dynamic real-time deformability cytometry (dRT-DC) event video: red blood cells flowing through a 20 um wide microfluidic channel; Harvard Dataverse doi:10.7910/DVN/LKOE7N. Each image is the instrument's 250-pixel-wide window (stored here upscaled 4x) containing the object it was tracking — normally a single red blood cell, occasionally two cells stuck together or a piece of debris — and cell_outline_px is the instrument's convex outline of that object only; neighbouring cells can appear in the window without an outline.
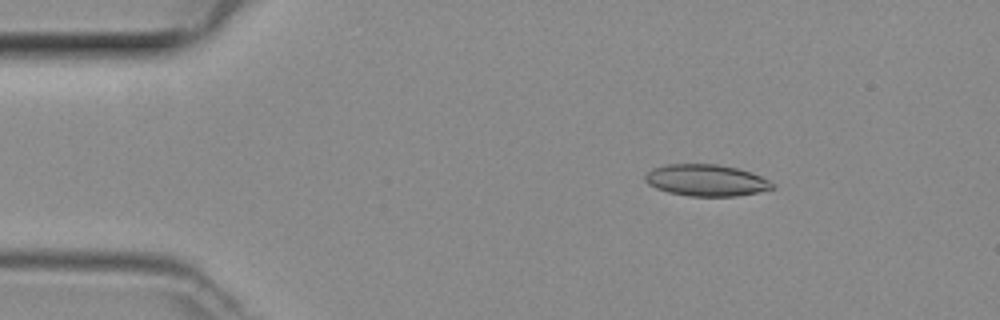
{"species": "common noctule bat (a hibernating species)", "species_latin": "Nyctalus noctula", "temperature_condition": "room temperature", "stored_images_in_passage": 47, "camera_frame_rate_fps": 3000, "um_per_image_px": 0.085, "animal": {"sex": "female", "body_mass_g": 29.2, "forearm_length_mm": 56.3}, "frame": {"image": 1, "passage_image": 6, "time_ms": 1.667, "image_size_px": [1000, 320], "cell_outline_px": [[776, 188], [736, 196], [688, 196], [668, 192], [656, 188], [648, 184], [644, 180], [644, 176], [652, 168], [664, 164], [716, 164], [736, 168], [752, 172], [776, 184]], "centroid_in_image_um": [60.02, 15.32], "position_along_channel_um": 25.0, "area_um2": 23.52}}
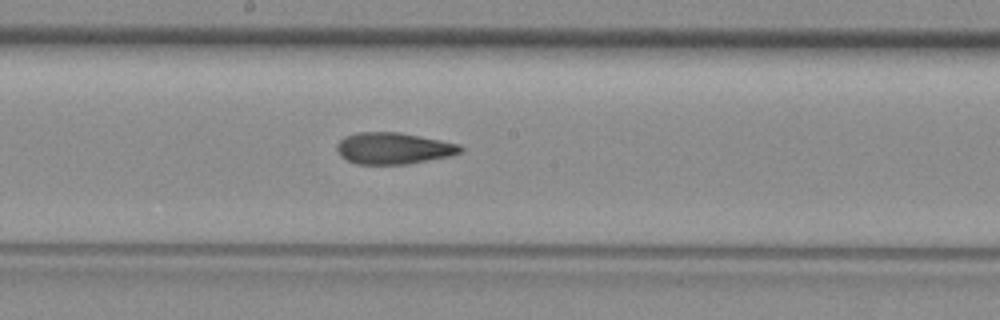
{"frame": {"image": 2, "passage_image": 24, "time_ms": 7.667, "image_size_px": [1000, 320], "cell_outline_px": [[464, 152], [452, 156], [408, 164], [356, 164], [340, 156], [336, 148], [336, 144], [344, 136], [356, 132], [400, 132], [460, 144], [464, 148]], "centroid_in_image_um": [33.47, 12.61], "position_along_channel_um": 214.7, "area_um2": 23.0}}
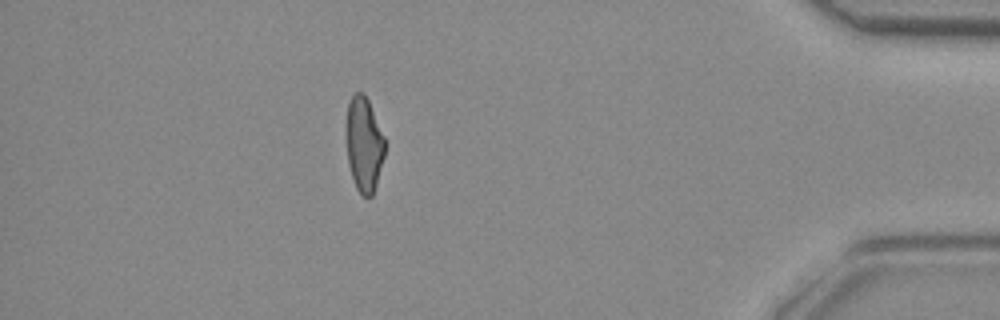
{"frame": {"image": 3, "passage_image": 41, "time_ms": 13.333, "image_size_px": [1000, 320], "cell_outline_px": [[384, 156], [376, 184], [372, 196], [364, 196], [356, 188], [348, 164], [344, 128], [348, 104], [352, 96], [356, 92], [364, 92], [368, 100], [384, 136]], "centroid_in_image_um": [30.9, 12.23], "position_along_channel_um": 404.3, "area_um2": 21.44}}